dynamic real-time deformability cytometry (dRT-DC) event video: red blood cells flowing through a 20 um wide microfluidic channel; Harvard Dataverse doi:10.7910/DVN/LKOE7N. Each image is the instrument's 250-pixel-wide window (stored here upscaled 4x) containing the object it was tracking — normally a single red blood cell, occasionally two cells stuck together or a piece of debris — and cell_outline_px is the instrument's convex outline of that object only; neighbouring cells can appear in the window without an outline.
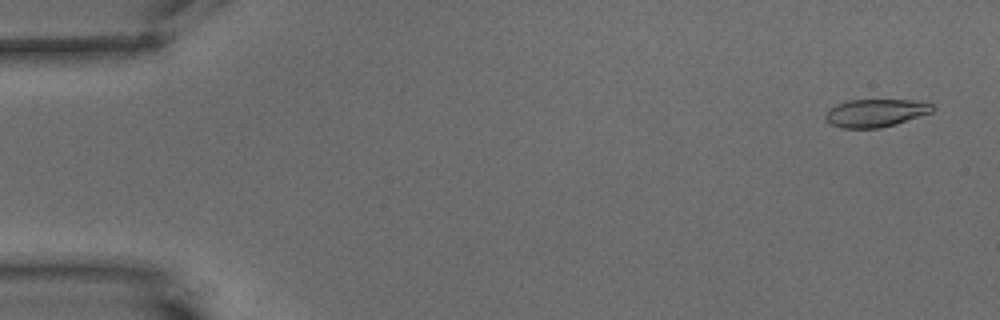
{"species": "common noctule bat (a hibernating species)", "species_latin": "Nyctalus noctula", "temperature_condition": "warm", "stored_images_in_passage": 59, "camera_frame_rate_fps": 3000, "um_per_image_px": 0.085, "animal": {"sex": "male", "body_mass_g": 15.6}, "frame": {"image": 1, "passage_image": 3, "time_ms": 0.667, "image_size_px": [1000, 320], "cell_outline_px": [[936, 108], [932, 112], [896, 124], [880, 128], [844, 128], [832, 124], [824, 116], [824, 112], [828, 108], [836, 104], [848, 100], [912, 100], [936, 104]], "centroid_in_image_um": [74.44, 9.59], "position_along_channel_um": 10.6, "area_um2": 17.51}}
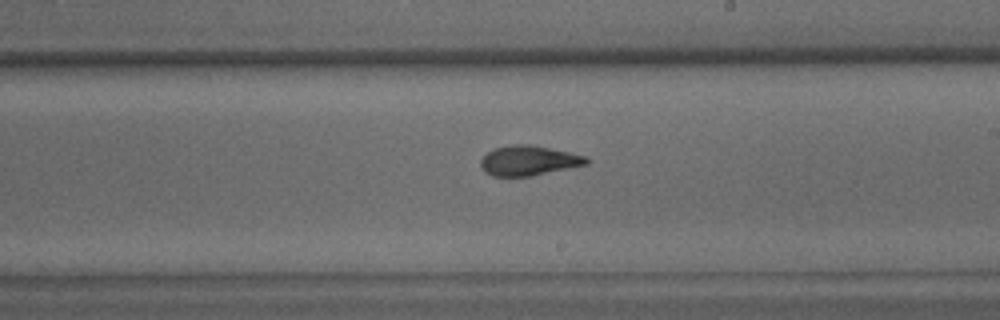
{"frame": {"image": 2, "passage_image": 35, "time_ms": 11.333, "image_size_px": [1000, 320], "cell_outline_px": [[588, 164], [532, 176], [492, 176], [484, 172], [480, 164], [480, 160], [492, 148], [516, 144], [532, 144], [588, 156]], "centroid_in_image_um": [44.93, 13.64], "position_along_channel_um": 244.1, "area_um2": 18.55}}
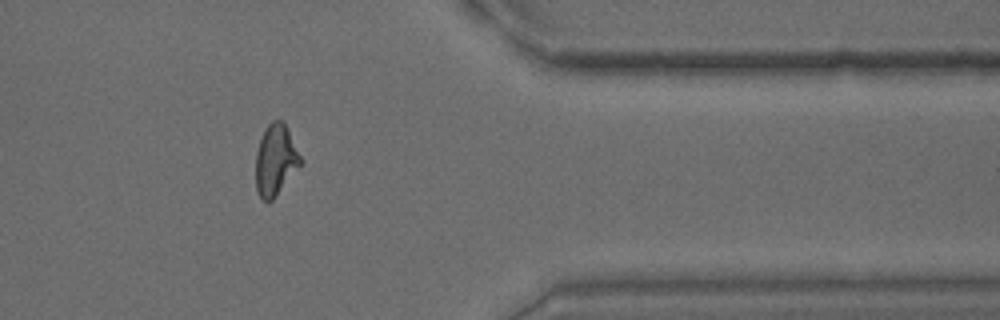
{"frame": {"image": 3, "passage_image": 49, "time_ms": 16.0, "image_size_px": [1000, 320], "cell_outline_px": [[304, 164], [272, 200], [268, 204], [260, 196], [256, 188], [256, 152], [264, 128], [272, 120], [284, 120], [304, 160]], "centroid_in_image_um": [23.47, 13.59], "position_along_channel_um": 387.9, "area_um2": 19.13}, "authors_computed_cell_mechanics": {"area_um2": 18.5538, "velocity_mm_per_s": 3.4315, "shape_relaxation_time_tau1_ms": 9.4038, "shape_relaxation_time_tau2_ms": 1.9477, "deformation_change_tau1": 0.2582, "deformation_change_tau2": 0.0995}}